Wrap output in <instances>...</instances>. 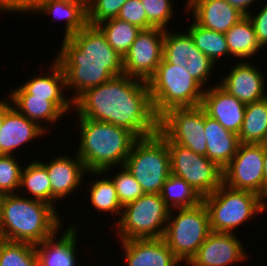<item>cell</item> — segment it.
Returning a JSON list of instances; mask_svg holds the SVG:
<instances>
[{
    "label": "cell",
    "mask_w": 267,
    "mask_h": 266,
    "mask_svg": "<svg viewBox=\"0 0 267 266\" xmlns=\"http://www.w3.org/2000/svg\"><path fill=\"white\" fill-rule=\"evenodd\" d=\"M73 108L78 117L112 123L138 138L158 132L159 118L153 111L147 81L126 74L87 89L73 102Z\"/></svg>",
    "instance_id": "1"
},
{
    "label": "cell",
    "mask_w": 267,
    "mask_h": 266,
    "mask_svg": "<svg viewBox=\"0 0 267 266\" xmlns=\"http://www.w3.org/2000/svg\"><path fill=\"white\" fill-rule=\"evenodd\" d=\"M65 74L66 90L74 102L84 91L124 74L123 57L107 42L97 25L87 24L78 33L63 38L54 57Z\"/></svg>",
    "instance_id": "2"
},
{
    "label": "cell",
    "mask_w": 267,
    "mask_h": 266,
    "mask_svg": "<svg viewBox=\"0 0 267 266\" xmlns=\"http://www.w3.org/2000/svg\"><path fill=\"white\" fill-rule=\"evenodd\" d=\"M52 205L27 195L5 194L0 212V239L42 243L62 230L61 214Z\"/></svg>",
    "instance_id": "3"
},
{
    "label": "cell",
    "mask_w": 267,
    "mask_h": 266,
    "mask_svg": "<svg viewBox=\"0 0 267 266\" xmlns=\"http://www.w3.org/2000/svg\"><path fill=\"white\" fill-rule=\"evenodd\" d=\"M80 142L76 154L87 175L102 177L115 167L124 166L134 143L139 139L126 128L109 122L78 117ZM100 175V176H99Z\"/></svg>",
    "instance_id": "4"
},
{
    "label": "cell",
    "mask_w": 267,
    "mask_h": 266,
    "mask_svg": "<svg viewBox=\"0 0 267 266\" xmlns=\"http://www.w3.org/2000/svg\"><path fill=\"white\" fill-rule=\"evenodd\" d=\"M147 85L158 118L172 108L199 106L205 90L192 78L185 65L171 64L164 57Z\"/></svg>",
    "instance_id": "5"
},
{
    "label": "cell",
    "mask_w": 267,
    "mask_h": 266,
    "mask_svg": "<svg viewBox=\"0 0 267 266\" xmlns=\"http://www.w3.org/2000/svg\"><path fill=\"white\" fill-rule=\"evenodd\" d=\"M203 202L213 232L235 233L236 228L244 222L267 211L262 197L250 191L230 188L224 183L213 193L204 196Z\"/></svg>",
    "instance_id": "6"
},
{
    "label": "cell",
    "mask_w": 267,
    "mask_h": 266,
    "mask_svg": "<svg viewBox=\"0 0 267 266\" xmlns=\"http://www.w3.org/2000/svg\"><path fill=\"white\" fill-rule=\"evenodd\" d=\"M124 166L140 184L144 193L160 194L165 180L171 174L167 140L159 132L139 138Z\"/></svg>",
    "instance_id": "7"
},
{
    "label": "cell",
    "mask_w": 267,
    "mask_h": 266,
    "mask_svg": "<svg viewBox=\"0 0 267 266\" xmlns=\"http://www.w3.org/2000/svg\"><path fill=\"white\" fill-rule=\"evenodd\" d=\"M170 209L160 194L144 193L122 207L121 216L114 222L119 241L163 238Z\"/></svg>",
    "instance_id": "8"
},
{
    "label": "cell",
    "mask_w": 267,
    "mask_h": 266,
    "mask_svg": "<svg viewBox=\"0 0 267 266\" xmlns=\"http://www.w3.org/2000/svg\"><path fill=\"white\" fill-rule=\"evenodd\" d=\"M175 210L177 214H173ZM210 232L209 213L202 202L170 210L163 239L175 257L187 265Z\"/></svg>",
    "instance_id": "9"
},
{
    "label": "cell",
    "mask_w": 267,
    "mask_h": 266,
    "mask_svg": "<svg viewBox=\"0 0 267 266\" xmlns=\"http://www.w3.org/2000/svg\"><path fill=\"white\" fill-rule=\"evenodd\" d=\"M205 112L199 106L176 107L159 117L158 132L167 140L207 157Z\"/></svg>",
    "instance_id": "10"
},
{
    "label": "cell",
    "mask_w": 267,
    "mask_h": 266,
    "mask_svg": "<svg viewBox=\"0 0 267 266\" xmlns=\"http://www.w3.org/2000/svg\"><path fill=\"white\" fill-rule=\"evenodd\" d=\"M171 174L183 178L202 197L213 193L223 183V170L206 156L191 149L168 143Z\"/></svg>",
    "instance_id": "11"
},
{
    "label": "cell",
    "mask_w": 267,
    "mask_h": 266,
    "mask_svg": "<svg viewBox=\"0 0 267 266\" xmlns=\"http://www.w3.org/2000/svg\"><path fill=\"white\" fill-rule=\"evenodd\" d=\"M222 170L225 185L253 192L264 199L263 144L240 143L236 154Z\"/></svg>",
    "instance_id": "12"
},
{
    "label": "cell",
    "mask_w": 267,
    "mask_h": 266,
    "mask_svg": "<svg viewBox=\"0 0 267 266\" xmlns=\"http://www.w3.org/2000/svg\"><path fill=\"white\" fill-rule=\"evenodd\" d=\"M165 30H141L123 57V72L144 81L155 73L163 59Z\"/></svg>",
    "instance_id": "13"
},
{
    "label": "cell",
    "mask_w": 267,
    "mask_h": 266,
    "mask_svg": "<svg viewBox=\"0 0 267 266\" xmlns=\"http://www.w3.org/2000/svg\"><path fill=\"white\" fill-rule=\"evenodd\" d=\"M241 242L235 233L211 231L187 266H232L243 262L248 253Z\"/></svg>",
    "instance_id": "14"
},
{
    "label": "cell",
    "mask_w": 267,
    "mask_h": 266,
    "mask_svg": "<svg viewBox=\"0 0 267 266\" xmlns=\"http://www.w3.org/2000/svg\"><path fill=\"white\" fill-rule=\"evenodd\" d=\"M219 85L239 101L248 104L267 98L264 74L248 60L238 61Z\"/></svg>",
    "instance_id": "15"
},
{
    "label": "cell",
    "mask_w": 267,
    "mask_h": 266,
    "mask_svg": "<svg viewBox=\"0 0 267 266\" xmlns=\"http://www.w3.org/2000/svg\"><path fill=\"white\" fill-rule=\"evenodd\" d=\"M41 163L47 170L51 185V205L56 209V201L65 200V197L70 196L72 192L74 194L79 185H82L87 170L76 153L73 157L60 154L48 163Z\"/></svg>",
    "instance_id": "16"
},
{
    "label": "cell",
    "mask_w": 267,
    "mask_h": 266,
    "mask_svg": "<svg viewBox=\"0 0 267 266\" xmlns=\"http://www.w3.org/2000/svg\"><path fill=\"white\" fill-rule=\"evenodd\" d=\"M200 106L208 117L218 121L225 129L239 134L246 104L219 84L204 90Z\"/></svg>",
    "instance_id": "17"
},
{
    "label": "cell",
    "mask_w": 267,
    "mask_h": 266,
    "mask_svg": "<svg viewBox=\"0 0 267 266\" xmlns=\"http://www.w3.org/2000/svg\"><path fill=\"white\" fill-rule=\"evenodd\" d=\"M185 12L203 28L226 33L245 15L225 0H186Z\"/></svg>",
    "instance_id": "18"
},
{
    "label": "cell",
    "mask_w": 267,
    "mask_h": 266,
    "mask_svg": "<svg viewBox=\"0 0 267 266\" xmlns=\"http://www.w3.org/2000/svg\"><path fill=\"white\" fill-rule=\"evenodd\" d=\"M126 266H179L182 264L163 238L120 241Z\"/></svg>",
    "instance_id": "19"
},
{
    "label": "cell",
    "mask_w": 267,
    "mask_h": 266,
    "mask_svg": "<svg viewBox=\"0 0 267 266\" xmlns=\"http://www.w3.org/2000/svg\"><path fill=\"white\" fill-rule=\"evenodd\" d=\"M47 74L35 75L19 85L33 97L46 98L52 101L64 114L73 110V101L67 98L65 74L62 66L54 59Z\"/></svg>",
    "instance_id": "20"
},
{
    "label": "cell",
    "mask_w": 267,
    "mask_h": 266,
    "mask_svg": "<svg viewBox=\"0 0 267 266\" xmlns=\"http://www.w3.org/2000/svg\"><path fill=\"white\" fill-rule=\"evenodd\" d=\"M77 225L69 226L62 235L57 234L35 245L38 257V266H79L77 265ZM57 236V237H56ZM59 238V239H56Z\"/></svg>",
    "instance_id": "21"
},
{
    "label": "cell",
    "mask_w": 267,
    "mask_h": 266,
    "mask_svg": "<svg viewBox=\"0 0 267 266\" xmlns=\"http://www.w3.org/2000/svg\"><path fill=\"white\" fill-rule=\"evenodd\" d=\"M47 133L12 107L4 117L0 132V155H13L20 148Z\"/></svg>",
    "instance_id": "22"
},
{
    "label": "cell",
    "mask_w": 267,
    "mask_h": 266,
    "mask_svg": "<svg viewBox=\"0 0 267 266\" xmlns=\"http://www.w3.org/2000/svg\"><path fill=\"white\" fill-rule=\"evenodd\" d=\"M87 6L88 3L70 2L65 0H40L38 4L29 12L37 14H49L53 17V21L56 19L64 20V36L68 38L81 29H83L87 23ZM37 13V14H36Z\"/></svg>",
    "instance_id": "23"
},
{
    "label": "cell",
    "mask_w": 267,
    "mask_h": 266,
    "mask_svg": "<svg viewBox=\"0 0 267 266\" xmlns=\"http://www.w3.org/2000/svg\"><path fill=\"white\" fill-rule=\"evenodd\" d=\"M14 89V90H13ZM8 95L13 107L30 121L37 123L47 133V126L41 125V121L56 124L65 115L52 101L46 98L33 97L27 94L20 86L13 88ZM46 126V127H45Z\"/></svg>",
    "instance_id": "24"
},
{
    "label": "cell",
    "mask_w": 267,
    "mask_h": 266,
    "mask_svg": "<svg viewBox=\"0 0 267 266\" xmlns=\"http://www.w3.org/2000/svg\"><path fill=\"white\" fill-rule=\"evenodd\" d=\"M207 158L223 169L237 152L238 135L225 129L218 121L205 114Z\"/></svg>",
    "instance_id": "25"
},
{
    "label": "cell",
    "mask_w": 267,
    "mask_h": 266,
    "mask_svg": "<svg viewBox=\"0 0 267 266\" xmlns=\"http://www.w3.org/2000/svg\"><path fill=\"white\" fill-rule=\"evenodd\" d=\"M226 42L229 48V57L233 56L244 61L245 58H252L263 49L258 43L253 24L245 15L226 33Z\"/></svg>",
    "instance_id": "26"
},
{
    "label": "cell",
    "mask_w": 267,
    "mask_h": 266,
    "mask_svg": "<svg viewBox=\"0 0 267 266\" xmlns=\"http://www.w3.org/2000/svg\"><path fill=\"white\" fill-rule=\"evenodd\" d=\"M266 136L267 98L246 104L238 139L240 143L262 144Z\"/></svg>",
    "instance_id": "27"
},
{
    "label": "cell",
    "mask_w": 267,
    "mask_h": 266,
    "mask_svg": "<svg viewBox=\"0 0 267 266\" xmlns=\"http://www.w3.org/2000/svg\"><path fill=\"white\" fill-rule=\"evenodd\" d=\"M25 189V190H24ZM21 190L22 193L20 192ZM22 196L30 193V197L51 205V185L46 167L41 161L29 162L21 171L20 187L18 193Z\"/></svg>",
    "instance_id": "28"
},
{
    "label": "cell",
    "mask_w": 267,
    "mask_h": 266,
    "mask_svg": "<svg viewBox=\"0 0 267 266\" xmlns=\"http://www.w3.org/2000/svg\"><path fill=\"white\" fill-rule=\"evenodd\" d=\"M170 210L188 208L203 202V197L183 178L170 174L160 192Z\"/></svg>",
    "instance_id": "29"
},
{
    "label": "cell",
    "mask_w": 267,
    "mask_h": 266,
    "mask_svg": "<svg viewBox=\"0 0 267 266\" xmlns=\"http://www.w3.org/2000/svg\"><path fill=\"white\" fill-rule=\"evenodd\" d=\"M192 21L186 31L191 35L199 51L209 57L214 64L222 56H229V48L224 33L203 28L193 19Z\"/></svg>",
    "instance_id": "30"
},
{
    "label": "cell",
    "mask_w": 267,
    "mask_h": 266,
    "mask_svg": "<svg viewBox=\"0 0 267 266\" xmlns=\"http://www.w3.org/2000/svg\"><path fill=\"white\" fill-rule=\"evenodd\" d=\"M97 26L104 33L109 45L122 57L129 51L132 43L142 29L118 18H112Z\"/></svg>",
    "instance_id": "31"
},
{
    "label": "cell",
    "mask_w": 267,
    "mask_h": 266,
    "mask_svg": "<svg viewBox=\"0 0 267 266\" xmlns=\"http://www.w3.org/2000/svg\"><path fill=\"white\" fill-rule=\"evenodd\" d=\"M102 178L91 181L92 183H90L91 185L89 184V189L86 190L89 192L90 203L95 211L98 210L100 213L108 212L114 214V217L117 215L121 216L122 206L114 183L110 177L106 178L104 176Z\"/></svg>",
    "instance_id": "32"
},
{
    "label": "cell",
    "mask_w": 267,
    "mask_h": 266,
    "mask_svg": "<svg viewBox=\"0 0 267 266\" xmlns=\"http://www.w3.org/2000/svg\"><path fill=\"white\" fill-rule=\"evenodd\" d=\"M185 32L173 33V30H165L163 57L169 63L179 67L180 65L186 67L188 57L194 52H201L194 44L191 35L187 31Z\"/></svg>",
    "instance_id": "33"
},
{
    "label": "cell",
    "mask_w": 267,
    "mask_h": 266,
    "mask_svg": "<svg viewBox=\"0 0 267 266\" xmlns=\"http://www.w3.org/2000/svg\"><path fill=\"white\" fill-rule=\"evenodd\" d=\"M0 266H38L35 245L0 239Z\"/></svg>",
    "instance_id": "34"
},
{
    "label": "cell",
    "mask_w": 267,
    "mask_h": 266,
    "mask_svg": "<svg viewBox=\"0 0 267 266\" xmlns=\"http://www.w3.org/2000/svg\"><path fill=\"white\" fill-rule=\"evenodd\" d=\"M14 155H0V191L4 194H17L20 187L23 166Z\"/></svg>",
    "instance_id": "35"
},
{
    "label": "cell",
    "mask_w": 267,
    "mask_h": 266,
    "mask_svg": "<svg viewBox=\"0 0 267 266\" xmlns=\"http://www.w3.org/2000/svg\"><path fill=\"white\" fill-rule=\"evenodd\" d=\"M120 169L121 171H118V173L115 172V176H107L111 177L110 179L114 183L120 204L123 207L142 196L144 191L125 166H120Z\"/></svg>",
    "instance_id": "36"
},
{
    "label": "cell",
    "mask_w": 267,
    "mask_h": 266,
    "mask_svg": "<svg viewBox=\"0 0 267 266\" xmlns=\"http://www.w3.org/2000/svg\"><path fill=\"white\" fill-rule=\"evenodd\" d=\"M140 2L145 7L149 23L154 28L167 30V25L172 21V17H175L174 3L171 0H140Z\"/></svg>",
    "instance_id": "37"
},
{
    "label": "cell",
    "mask_w": 267,
    "mask_h": 266,
    "mask_svg": "<svg viewBox=\"0 0 267 266\" xmlns=\"http://www.w3.org/2000/svg\"><path fill=\"white\" fill-rule=\"evenodd\" d=\"M127 0H89L87 23L97 25L102 21L116 18Z\"/></svg>",
    "instance_id": "38"
},
{
    "label": "cell",
    "mask_w": 267,
    "mask_h": 266,
    "mask_svg": "<svg viewBox=\"0 0 267 266\" xmlns=\"http://www.w3.org/2000/svg\"><path fill=\"white\" fill-rule=\"evenodd\" d=\"M187 66L185 67L194 80H196L204 89L206 83H208L211 71L215 64L202 52H194L187 59ZM208 79V80H207Z\"/></svg>",
    "instance_id": "39"
},
{
    "label": "cell",
    "mask_w": 267,
    "mask_h": 266,
    "mask_svg": "<svg viewBox=\"0 0 267 266\" xmlns=\"http://www.w3.org/2000/svg\"><path fill=\"white\" fill-rule=\"evenodd\" d=\"M144 8L140 0H127L116 18L133 24L142 30L154 28L147 20Z\"/></svg>",
    "instance_id": "40"
},
{
    "label": "cell",
    "mask_w": 267,
    "mask_h": 266,
    "mask_svg": "<svg viewBox=\"0 0 267 266\" xmlns=\"http://www.w3.org/2000/svg\"><path fill=\"white\" fill-rule=\"evenodd\" d=\"M247 16L253 24L258 43L262 48H265L267 46V2L258 14L249 13Z\"/></svg>",
    "instance_id": "41"
},
{
    "label": "cell",
    "mask_w": 267,
    "mask_h": 266,
    "mask_svg": "<svg viewBox=\"0 0 267 266\" xmlns=\"http://www.w3.org/2000/svg\"><path fill=\"white\" fill-rule=\"evenodd\" d=\"M7 5L14 11L25 15L38 4L40 0H5Z\"/></svg>",
    "instance_id": "42"
},
{
    "label": "cell",
    "mask_w": 267,
    "mask_h": 266,
    "mask_svg": "<svg viewBox=\"0 0 267 266\" xmlns=\"http://www.w3.org/2000/svg\"><path fill=\"white\" fill-rule=\"evenodd\" d=\"M227 3L232 5L233 7L240 10L244 15H248L250 13L249 9L251 4H254L253 2L255 0H225Z\"/></svg>",
    "instance_id": "43"
},
{
    "label": "cell",
    "mask_w": 267,
    "mask_h": 266,
    "mask_svg": "<svg viewBox=\"0 0 267 266\" xmlns=\"http://www.w3.org/2000/svg\"><path fill=\"white\" fill-rule=\"evenodd\" d=\"M9 98V99H8ZM0 100V132L4 121L5 114L13 107L10 97ZM8 99V100H7Z\"/></svg>",
    "instance_id": "44"
},
{
    "label": "cell",
    "mask_w": 267,
    "mask_h": 266,
    "mask_svg": "<svg viewBox=\"0 0 267 266\" xmlns=\"http://www.w3.org/2000/svg\"><path fill=\"white\" fill-rule=\"evenodd\" d=\"M267 198V148H264V200Z\"/></svg>",
    "instance_id": "45"
},
{
    "label": "cell",
    "mask_w": 267,
    "mask_h": 266,
    "mask_svg": "<svg viewBox=\"0 0 267 266\" xmlns=\"http://www.w3.org/2000/svg\"><path fill=\"white\" fill-rule=\"evenodd\" d=\"M0 11H3V12H13L14 11L7 5L6 1L5 0H0Z\"/></svg>",
    "instance_id": "46"
},
{
    "label": "cell",
    "mask_w": 267,
    "mask_h": 266,
    "mask_svg": "<svg viewBox=\"0 0 267 266\" xmlns=\"http://www.w3.org/2000/svg\"><path fill=\"white\" fill-rule=\"evenodd\" d=\"M70 2H78V3H89V0H65Z\"/></svg>",
    "instance_id": "47"
},
{
    "label": "cell",
    "mask_w": 267,
    "mask_h": 266,
    "mask_svg": "<svg viewBox=\"0 0 267 266\" xmlns=\"http://www.w3.org/2000/svg\"><path fill=\"white\" fill-rule=\"evenodd\" d=\"M4 196L5 194L2 191H0V212H1L2 201H3Z\"/></svg>",
    "instance_id": "48"
},
{
    "label": "cell",
    "mask_w": 267,
    "mask_h": 266,
    "mask_svg": "<svg viewBox=\"0 0 267 266\" xmlns=\"http://www.w3.org/2000/svg\"><path fill=\"white\" fill-rule=\"evenodd\" d=\"M262 144H263L264 148H267V136H266V138Z\"/></svg>",
    "instance_id": "49"
},
{
    "label": "cell",
    "mask_w": 267,
    "mask_h": 266,
    "mask_svg": "<svg viewBox=\"0 0 267 266\" xmlns=\"http://www.w3.org/2000/svg\"><path fill=\"white\" fill-rule=\"evenodd\" d=\"M265 208H267V198H266V200H265Z\"/></svg>",
    "instance_id": "50"
}]
</instances>
